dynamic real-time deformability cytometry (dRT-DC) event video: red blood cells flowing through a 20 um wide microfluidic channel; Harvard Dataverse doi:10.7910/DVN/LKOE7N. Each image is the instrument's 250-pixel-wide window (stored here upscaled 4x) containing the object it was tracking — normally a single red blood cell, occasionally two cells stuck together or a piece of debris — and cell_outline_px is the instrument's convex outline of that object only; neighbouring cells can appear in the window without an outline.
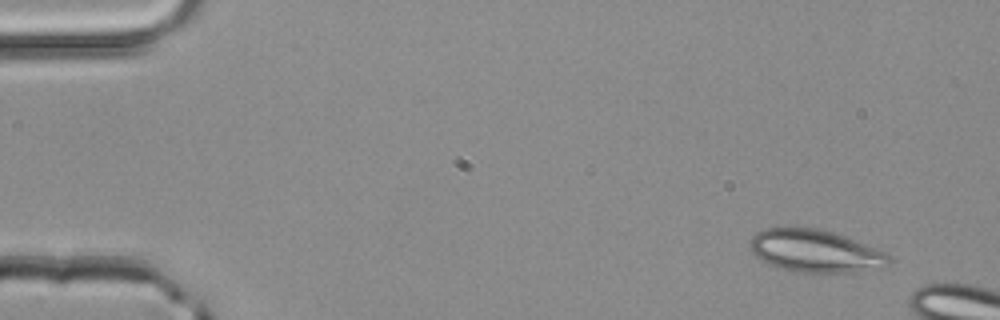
{"species": "common noctule bat (a hibernating species)", "species_latin": "Nyctalus noctula", "temperature_condition": "room temperature", "stored_images_in_passage": 11, "camera_frame_rate_fps": 3000, "um_per_image_px": 0.085, "animal": {"sex": "male", "body_mass_g": 20.4}, "frame": {"image": 1, "passage_image": 1, "time_ms": 0.0, "image_size_px": [1000, 320], "cell_outline_px": [[892, 260], [888, 264], [856, 272], [800, 272], [780, 268], [760, 260], [752, 252], [748, 244], [748, 240], [756, 232], [764, 228], [824, 228], [884, 252]], "centroid_in_image_um": [69.21, 21.32], "position_along_channel_um": 15.8, "area_um2": 34.1}}